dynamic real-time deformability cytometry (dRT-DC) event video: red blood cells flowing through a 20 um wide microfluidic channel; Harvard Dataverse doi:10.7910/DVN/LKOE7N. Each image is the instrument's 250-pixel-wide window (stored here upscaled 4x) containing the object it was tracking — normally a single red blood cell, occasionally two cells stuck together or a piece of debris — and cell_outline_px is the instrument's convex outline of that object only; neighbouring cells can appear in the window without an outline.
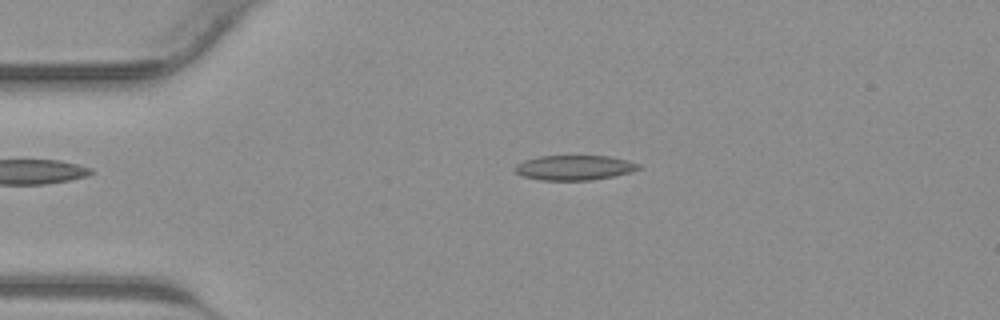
{"species": "common noctule bat (a hibernating species)", "species_latin": "Nyctalus noctula", "temperature_condition": "warm", "stored_images_in_passage": 41, "camera_frame_rate_fps": 3000, "um_per_image_px": 0.085, "animal": {"sex": "male", "body_mass_g": 23.1, "forearm_length_mm": 52.7}, "frame": {"image": 1, "passage_image": 8, "time_ms": 2.333, "image_size_px": [1000, 320], "cell_outline_px": [[640, 168], [628, 172], [612, 176], [592, 180], [540, 180], [524, 176], [516, 172], [512, 168], [516, 164], [524, 160], [540, 156], [608, 156], [628, 160], [640, 164]], "centroid_in_image_um": [48.78, 14.24], "position_along_channel_um": 36.2, "area_um2": 17.8}}
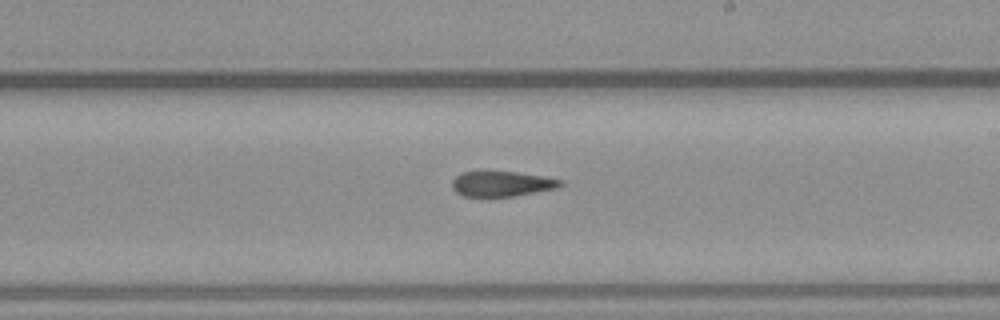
{"frame": {"image": 2, "passage_image": 23, "time_ms": 7.333, "image_size_px": [1000, 320], "cell_outline_px": [[564, 184], [556, 188], [512, 196], [460, 196], [452, 188], [452, 180], [456, 176], [464, 172], [516, 172], [544, 176], [564, 180]], "centroid_in_image_um": [42.66, 15.62], "position_along_channel_um": 246.3, "area_um2": 15.78}}
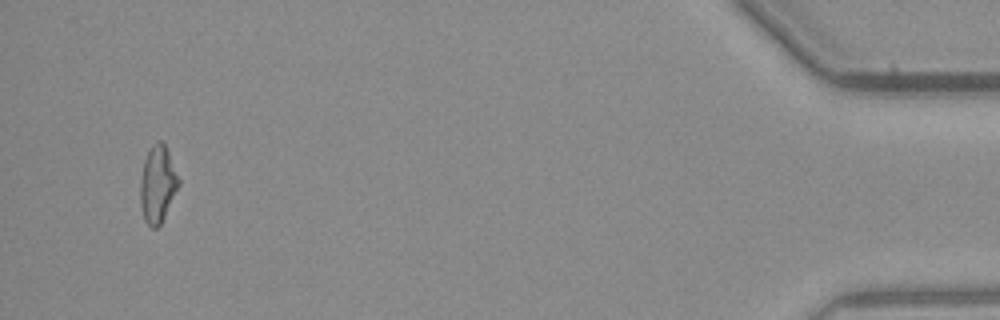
{"frame": {"image": 3, "passage_image": 39, "time_ms": 12.667, "image_size_px": [1000, 320], "cell_outline_px": [[180, 184], [160, 224], [156, 228], [152, 228], [144, 220], [140, 204], [140, 180], [144, 160], [152, 144], [160, 140], [164, 144], [168, 152], [180, 180]], "centroid_in_image_um": [13.39, 15.66], "position_along_channel_um": 421.8, "area_um2": 16.99}}